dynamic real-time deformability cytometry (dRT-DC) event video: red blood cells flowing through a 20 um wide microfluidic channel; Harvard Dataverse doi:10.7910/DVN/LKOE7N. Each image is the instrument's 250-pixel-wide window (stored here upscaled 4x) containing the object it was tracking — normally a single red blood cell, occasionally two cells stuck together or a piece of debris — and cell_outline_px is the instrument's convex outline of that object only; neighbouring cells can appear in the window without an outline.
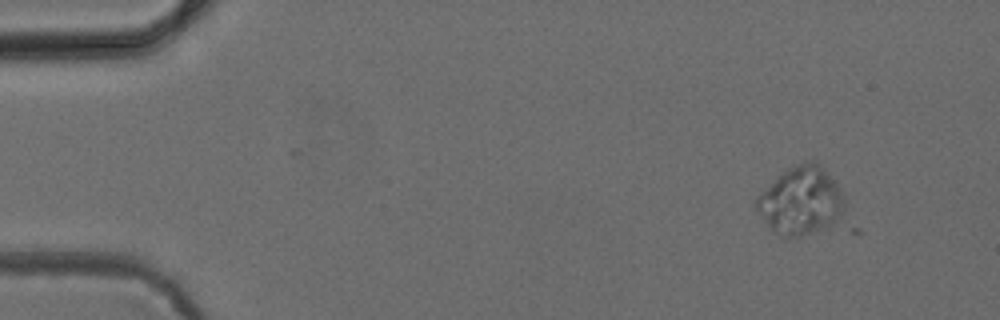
{"species": "common noctule bat (a hibernating species)", "species_latin": "Nyctalus noctula", "temperature_condition": "cold", "stored_images_in_passage": 5, "camera_frame_rate_fps": 3000, "um_per_image_px": 0.085, "animal": {"sex": "female", "body_mass_g": 24.6, "forearm_length_mm": 56.2}, "frame": {"image": 1, "passage_image": 2, "time_ms": 1.0, "image_size_px": [1000, 320], "cell_outline_px": [[844, 208], [840, 216], [828, 228], [800, 236], [784, 240], [768, 224], [752, 204], [752, 200], [760, 192], [788, 168], [804, 160], [816, 160], [820, 164], [844, 192]], "centroid_in_image_um": [68.07, 17.06], "position_along_channel_um": 16.9, "area_um2": 35.26}}
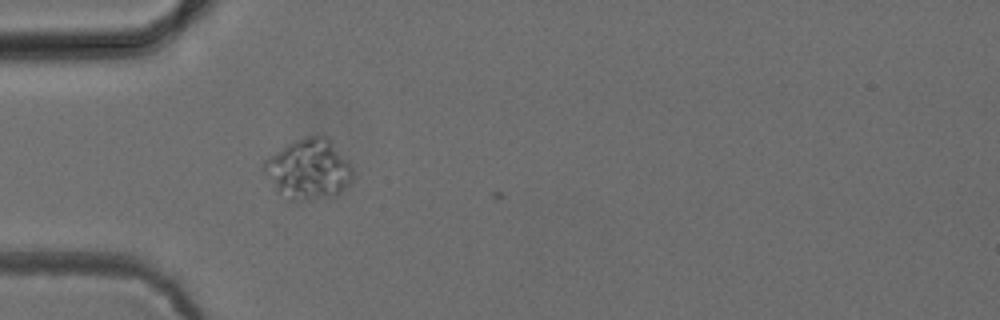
{"frame": {"image": 2, "passage_image": 5, "time_ms": 4.667, "image_size_px": [1000, 320], "cell_outline_px": [[352, 176], [348, 184], [336, 196], [292, 204], [276, 192], [260, 168], [264, 160], [268, 156], [288, 144], [304, 136], [324, 136], [348, 160], [352, 168]], "centroid_in_image_um": [26.15, 14.46], "position_along_channel_um": 58.9, "area_um2": 31.73}}